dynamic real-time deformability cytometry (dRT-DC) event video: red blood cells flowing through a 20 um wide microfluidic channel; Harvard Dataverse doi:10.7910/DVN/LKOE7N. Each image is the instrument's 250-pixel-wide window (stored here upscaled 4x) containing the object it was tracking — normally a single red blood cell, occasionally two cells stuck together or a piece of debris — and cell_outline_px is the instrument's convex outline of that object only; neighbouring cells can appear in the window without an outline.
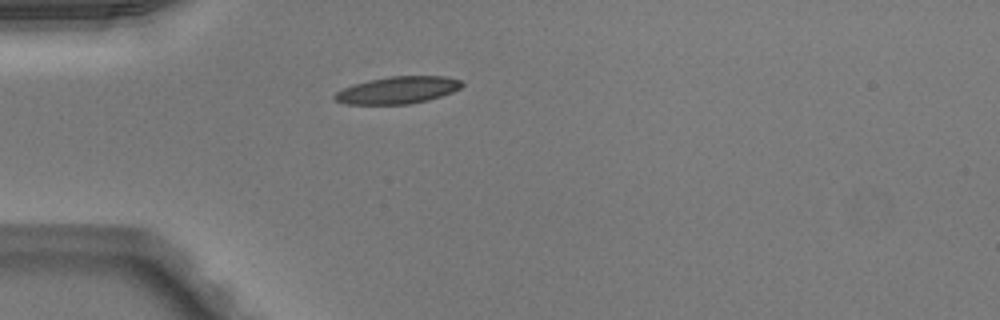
{"species": "Egyptian fruit bat (a non-hibernating species)", "species_latin": "Rousettus aegyptiacus", "temperature_condition": "warm", "stored_images_in_passage": 37, "camera_frame_rate_fps": 3000, "um_per_image_px": 0.085, "animal": {"sex": "male"}, "frame": {"image": 1, "passage_image": 1, "time_ms": 0.0, "image_size_px": [1000, 320], "cell_outline_px": [[464, 84], [460, 88], [452, 92], [428, 100], [408, 104], [344, 104], [336, 100], [332, 96], [336, 92], [344, 88], [368, 80], [388, 76], [444, 76], [460, 80]], "centroid_in_image_um": [33.8, 7.66], "position_along_channel_um": 51.2, "area_um2": 20.0}}
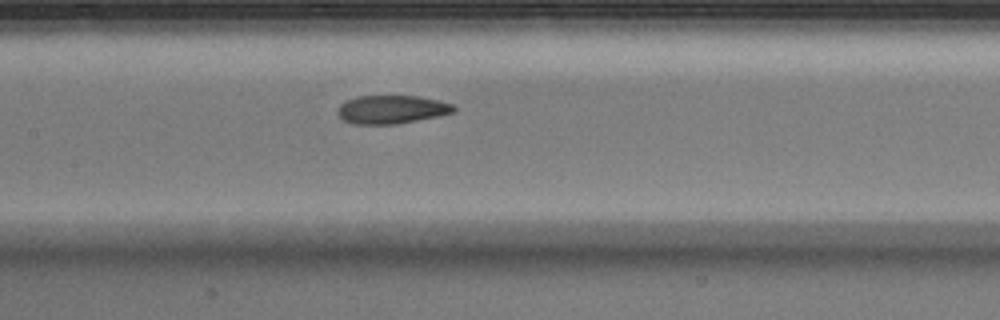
{"frame": {"image": 2, "passage_image": 11, "time_ms": 3.333, "image_size_px": [1000, 320], "cell_outline_px": [[456, 112], [440, 116], [396, 124], [352, 124], [344, 120], [336, 112], [340, 104], [348, 100], [360, 96], [416, 96], [440, 100], [452, 104], [456, 108]], "centroid_in_image_um": [33.33, 9.31], "position_along_channel_um": 174.1, "area_um2": 19.25}}
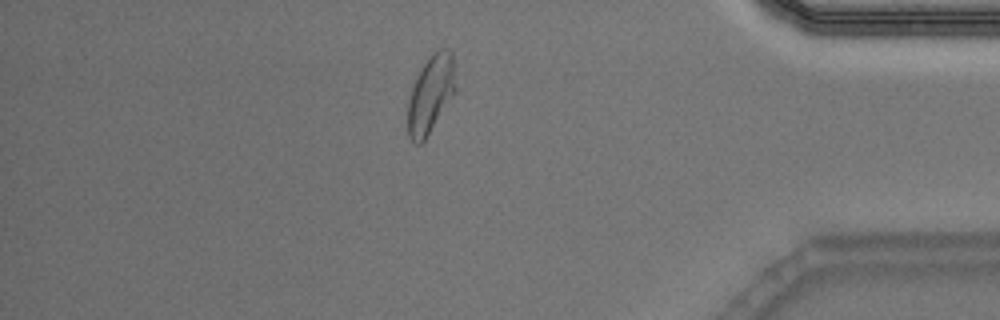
{"frame": {"image": 3, "passage_image": 30, "time_ms": 9.667, "image_size_px": [1000, 320], "cell_outline_px": [[456, 92], [424, 140], [420, 144], [416, 144], [408, 136], [408, 100], [412, 88], [424, 64], [432, 52], [440, 48], [448, 48], [452, 52], [456, 84]], "centroid_in_image_um": [36.63, 7.98], "position_along_channel_um": 398.6, "area_um2": 21.44}, "authors_computed_cell_mechanics": {"area_um2": 19.9988, "velocity_mm_per_s": 4.029, "shape_relaxation_time_tau1_ms": 9.3144, "shape_relaxation_time_tau2_ms": 1.7633, "deformation_change_tau1": 0.2207, "deformation_change_tau2": 0.0823}}